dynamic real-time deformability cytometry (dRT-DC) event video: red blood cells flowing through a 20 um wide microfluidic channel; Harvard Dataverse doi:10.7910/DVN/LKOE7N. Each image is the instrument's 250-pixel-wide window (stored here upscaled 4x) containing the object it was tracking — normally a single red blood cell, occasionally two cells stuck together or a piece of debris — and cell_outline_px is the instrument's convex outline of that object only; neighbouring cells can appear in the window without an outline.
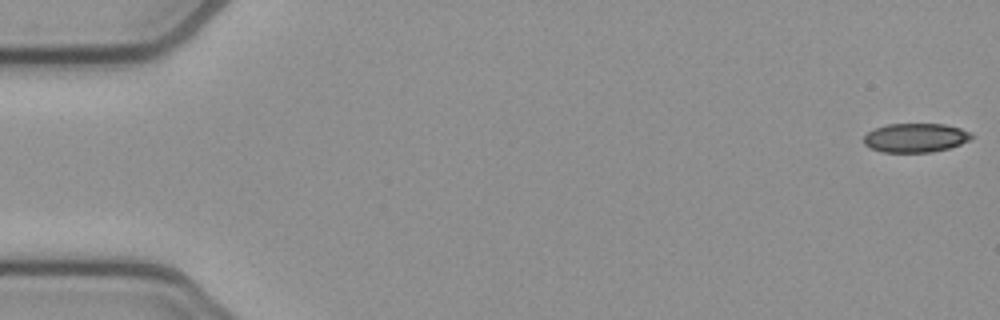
{"species": "common noctule bat (a hibernating species)", "species_latin": "Nyctalus noctula", "temperature_condition": "cold", "stored_images_in_passage": 53, "camera_frame_rate_fps": 3000, "um_per_image_px": 0.085, "animal": {"sex": "female", "body_mass_g": 21.9}, "frame": {"image": 1, "passage_image": 1, "time_ms": 0.0, "image_size_px": [1000, 320], "cell_outline_px": [[972, 136], [968, 140], [960, 144], [948, 148], [932, 152], [884, 152], [872, 148], [864, 144], [864, 136], [868, 132], [876, 128], [888, 124], [944, 124], [960, 128], [972, 132]], "centroid_in_image_um": [77.82, 11.7], "position_along_channel_um": 7.2, "area_um2": 18.03}}
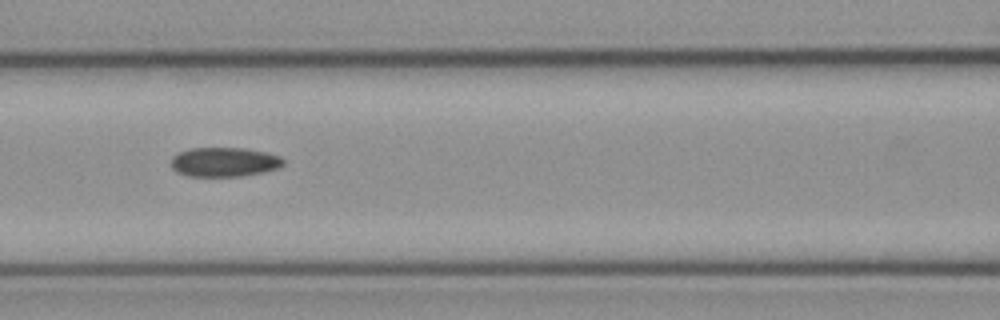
{"frame": {"image": 2, "passage_image": 23, "time_ms": 7.333, "image_size_px": [1000, 320], "cell_outline_px": [[284, 164], [276, 168], [260, 172], [240, 176], [188, 176], [176, 172], [172, 168], [172, 156], [180, 152], [192, 148], [244, 148], [268, 152], [280, 156], [284, 160]], "centroid_in_image_um": [19.05, 13.76], "position_along_channel_um": 147.5, "area_um2": 19.07}}
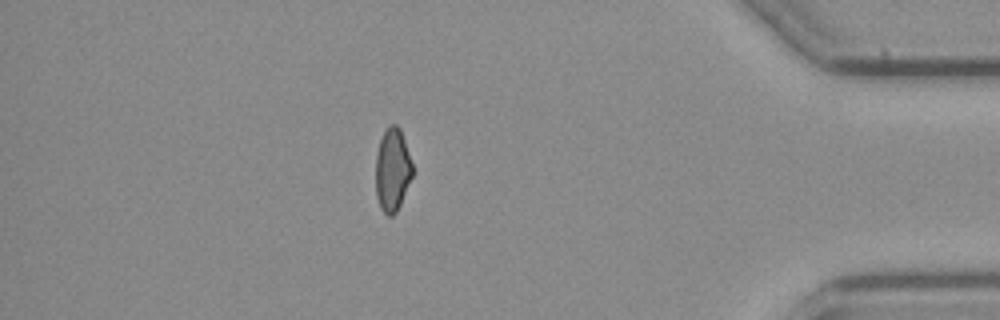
{"frame": {"image": 3, "passage_image": 46, "time_ms": 15.0, "image_size_px": [1000, 320], "cell_outline_px": [[412, 176], [400, 204], [396, 212], [392, 216], [388, 216], [380, 208], [376, 196], [376, 156], [380, 140], [388, 124], [396, 124], [400, 128], [412, 164]], "centroid_in_image_um": [33.34, 14.44], "position_along_channel_um": 401.9, "area_um2": 17.63}, "authors_computed_cell_mechanics": {"area_um2": 19.2474, "velocity_mm_per_s": 3.8752, "shape_relaxation_time_tau1_ms": null, "shape_relaxation_time_tau2_ms": 4.6592, "deformation_change_tau1": null, "deformation_change_tau2": 0.0927}}